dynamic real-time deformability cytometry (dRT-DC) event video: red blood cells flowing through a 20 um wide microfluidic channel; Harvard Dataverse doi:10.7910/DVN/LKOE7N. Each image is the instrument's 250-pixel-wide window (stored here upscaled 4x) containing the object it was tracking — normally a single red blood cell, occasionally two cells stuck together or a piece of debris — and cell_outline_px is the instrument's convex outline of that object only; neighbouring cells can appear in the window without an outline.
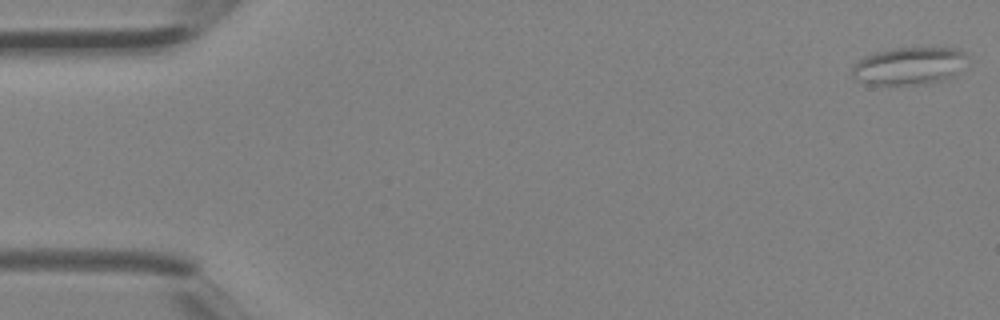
{"species": "Egyptian fruit bat (a non-hibernating species)", "species_latin": "Rousettus aegyptiacus", "temperature_condition": "room temperature", "stored_images_in_passage": 4, "camera_frame_rate_fps": 3000, "um_per_image_px": 0.085, "animal": {"sex": "female"}, "frame": {"image": 1, "passage_image": 1, "time_ms": 0.0, "image_size_px": [1000, 320], "cell_outline_px": [[968, 56], [956, 76], [948, 80], [924, 84], [868, 84], [856, 80], [852, 76], [852, 68], [864, 56], [876, 52], [896, 48], [956, 48], [964, 52]], "centroid_in_image_um": [77.31, 5.61], "position_along_channel_um": 7.7, "area_um2": 25.26}}
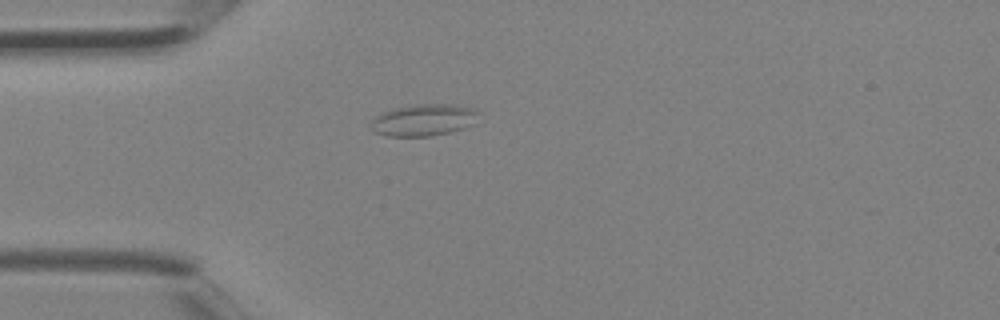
{"frame": {"image": 2, "passage_image": 4, "time_ms": 1.0, "image_size_px": [1000, 320], "cell_outline_px": [[480, 112], [476, 124], [464, 128], [448, 132], [428, 136], [388, 136], [372, 132], [372, 120], [376, 116], [384, 112], [396, 108], [420, 104], [452, 104], [476, 108]], "centroid_in_image_um": [36.09, 10.2], "position_along_channel_um": 48.9, "area_um2": 20.0}}